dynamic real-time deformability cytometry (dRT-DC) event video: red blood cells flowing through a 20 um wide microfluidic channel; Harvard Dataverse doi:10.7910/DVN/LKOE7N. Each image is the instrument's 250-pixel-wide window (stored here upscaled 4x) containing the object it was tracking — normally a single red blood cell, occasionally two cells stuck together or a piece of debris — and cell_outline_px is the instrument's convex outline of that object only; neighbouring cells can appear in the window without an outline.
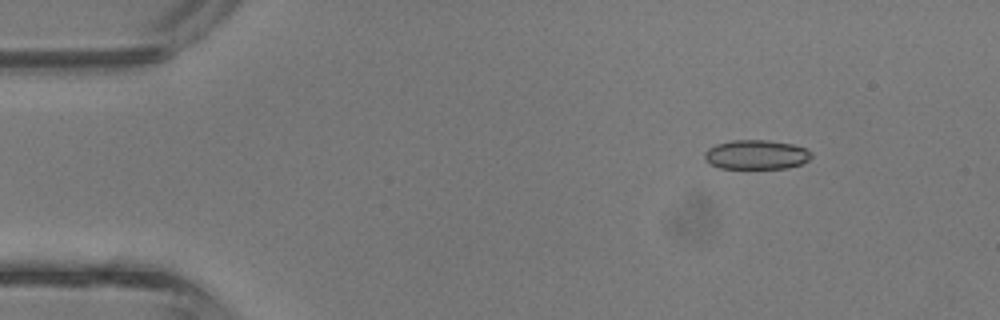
{"species": "common noctule bat (a hibernating species)", "species_latin": "Nyctalus noctula", "temperature_condition": "room temperature", "stored_images_in_passage": 3, "camera_frame_rate_fps": 3000, "um_per_image_px": 0.085, "animal": {"sex": "male", "body_mass_g": 13.3}, "frame": {"image": 1, "passage_image": 2, "time_ms": 0.333, "image_size_px": [1000, 320], "cell_outline_px": [[812, 156], [808, 160], [800, 164], [788, 168], [720, 168], [708, 164], [704, 160], [704, 152], [708, 148], [716, 144], [732, 140], [768, 140], [792, 144], [804, 148], [812, 152]], "centroid_in_image_um": [64.24, 13.14], "position_along_channel_um": 20.8, "area_um2": 18.38}}